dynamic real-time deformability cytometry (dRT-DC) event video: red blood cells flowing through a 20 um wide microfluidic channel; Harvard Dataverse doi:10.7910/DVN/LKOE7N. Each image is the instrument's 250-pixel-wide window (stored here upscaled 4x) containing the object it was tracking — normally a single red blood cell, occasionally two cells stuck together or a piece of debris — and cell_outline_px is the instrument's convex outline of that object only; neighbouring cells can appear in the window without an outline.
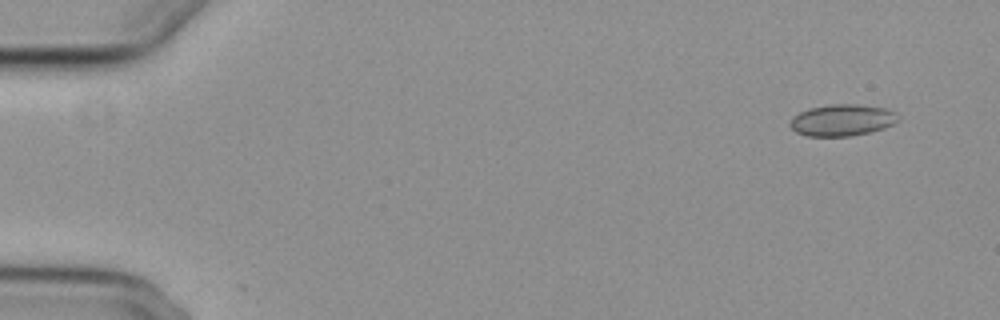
{"species": "common noctule bat (a hibernating species)", "species_latin": "Nyctalus noctula", "temperature_condition": "cold", "stored_images_in_passage": 7, "camera_frame_rate_fps": 3000, "um_per_image_px": 0.085, "animal": {"sex": "female", "body_mass_g": 29.2, "forearm_length_mm": 56.3}, "frame": {"image": 1, "passage_image": 1, "time_ms": 0.0, "image_size_px": [1000, 320], "cell_outline_px": [[900, 120], [884, 128], [852, 136], [808, 136], [796, 132], [788, 124], [800, 112], [808, 108], [832, 104], [856, 104], [888, 108], [896, 112]], "centroid_in_image_um": [71.62, 10.2], "position_along_channel_um": 13.4, "area_um2": 19.88}}
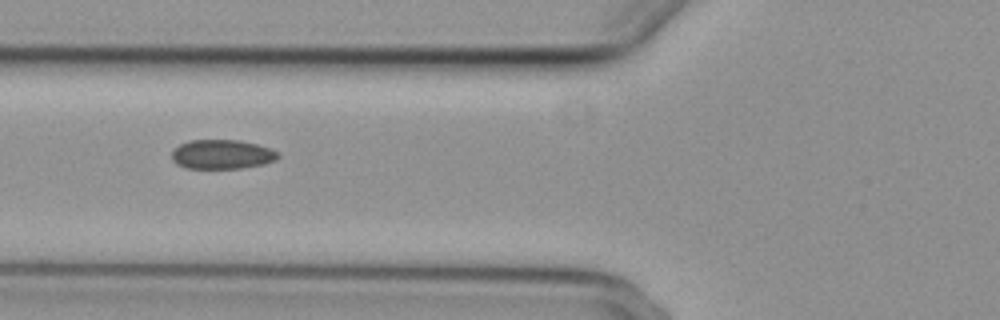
{"frame": {"image": 2, "passage_image": 5, "time_ms": 6.0, "image_size_px": [1000, 320], "cell_outline_px": [[280, 156], [276, 160], [264, 164], [240, 168], [184, 168], [176, 164], [172, 160], [172, 152], [180, 144], [188, 140], [240, 140], [272, 148], [280, 152]], "centroid_in_image_um": [18.9, 13.12], "position_along_channel_um": 106.9, "area_um2": 18.32}}
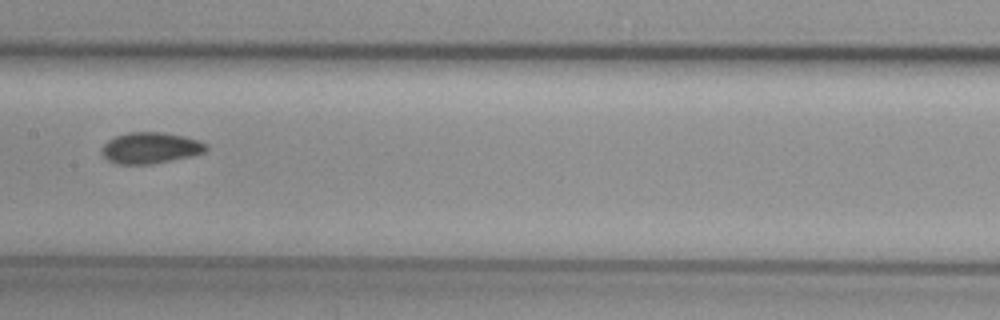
{"frame": {"image": 3, "passage_image": 7, "time_ms": 8.333, "image_size_px": [1000, 320], "cell_outline_px": [[208, 148], [204, 152], [192, 156], [152, 164], [116, 164], [108, 160], [100, 152], [100, 148], [108, 140], [116, 136], [128, 132], [164, 132], [184, 136], [208, 144]], "centroid_in_image_um": [12.77, 12.57], "position_along_channel_um": 194.6, "area_um2": 19.07}}